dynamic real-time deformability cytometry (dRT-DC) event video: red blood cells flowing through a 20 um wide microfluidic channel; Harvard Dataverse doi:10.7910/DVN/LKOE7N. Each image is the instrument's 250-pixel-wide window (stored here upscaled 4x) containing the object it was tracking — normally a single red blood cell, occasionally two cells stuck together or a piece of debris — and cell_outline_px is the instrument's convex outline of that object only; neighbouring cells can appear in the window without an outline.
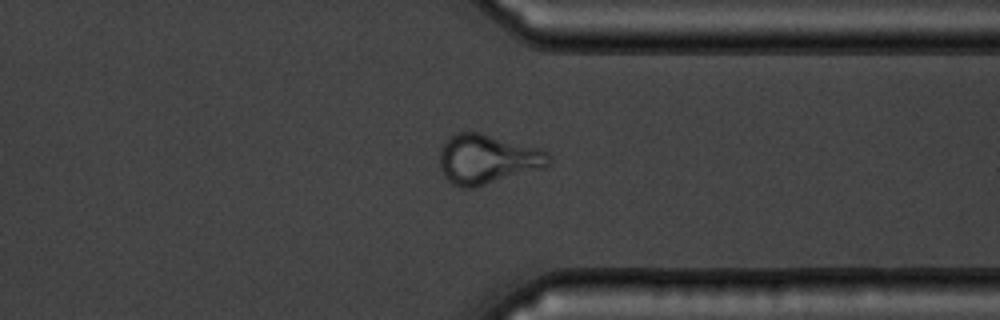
{"species": "common noctule bat (a hibernating species)", "species_latin": "Nyctalus noctula", "temperature_condition": "warm", "stored_images_in_passage": 49, "camera_frame_rate_fps": 3000, "um_per_image_px": 0.085, "animal": {"sex": "male", "body_mass_g": 19.5, "forearm_length_mm": 54.6}, "frame": {"image": 1, "passage_image": 42, "time_ms": 13.667, "image_size_px": [1000, 320], "cell_outline_px": [[552, 160], [544, 168], [472, 188], [460, 188], [452, 184], [444, 176], [440, 164], [440, 148], [452, 136], [460, 132], [480, 132], [540, 148], [548, 152], [552, 156]], "centroid_in_image_um": [41.46, 13.53], "position_along_channel_um": 369.9, "area_um2": 31.5}}